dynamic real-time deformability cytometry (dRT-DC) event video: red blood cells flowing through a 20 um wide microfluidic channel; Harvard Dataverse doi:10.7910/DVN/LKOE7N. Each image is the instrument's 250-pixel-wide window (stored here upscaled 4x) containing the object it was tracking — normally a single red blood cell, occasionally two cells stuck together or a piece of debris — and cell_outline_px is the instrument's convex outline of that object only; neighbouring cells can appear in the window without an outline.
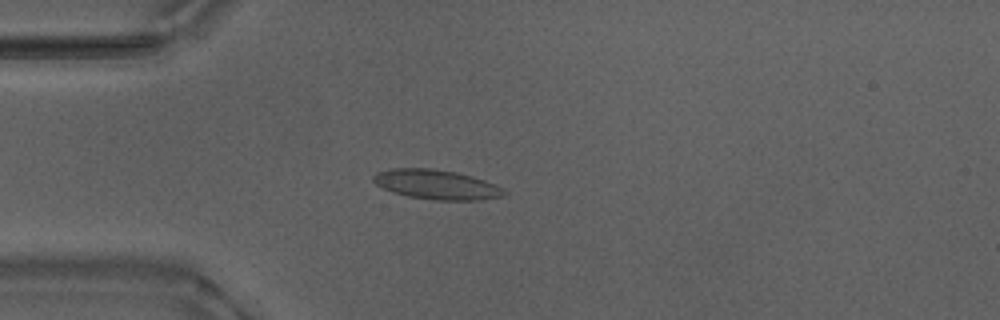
{"species": "Egyptian fruit bat (a non-hibernating species)", "species_latin": "Rousettus aegyptiacus", "temperature_condition": "warm", "stored_images_in_passage": 53, "camera_frame_rate_fps": 3000, "um_per_image_px": 0.085, "animal": {"sex": "male"}, "frame": {"image": 1, "passage_image": 14, "time_ms": 4.333, "image_size_px": [1000, 320], "cell_outline_px": [[508, 192], [504, 196], [480, 200], [436, 200], [408, 196], [392, 192], [376, 184], [372, 180], [372, 176], [388, 168], [432, 168], [456, 172], [472, 176], [484, 180], [504, 188]], "centroid_in_image_um": [37.12, 15.68], "position_along_channel_um": 47.9, "area_um2": 22.6}}
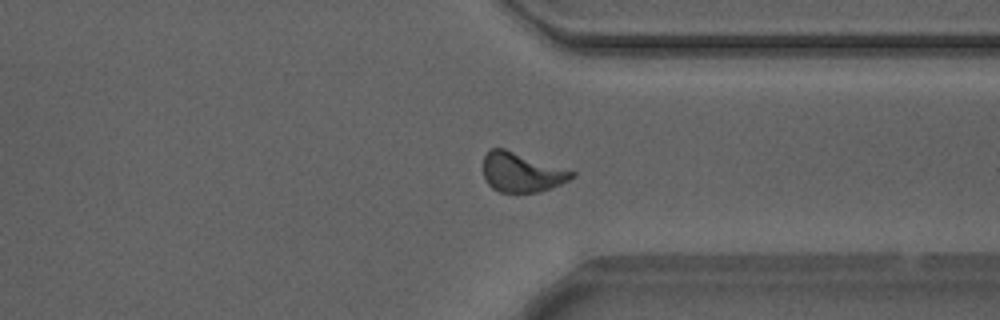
{"frame": {"image": 2, "passage_image": 40, "time_ms": 13.0, "image_size_px": [1000, 320], "cell_outline_px": [[576, 176], [552, 188], [540, 192], [500, 192], [492, 188], [488, 184], [484, 176], [484, 156], [492, 148], [504, 148], [576, 172]], "centroid_in_image_um": [44.35, 14.65], "position_along_channel_um": 367.1, "area_um2": 20.23}}
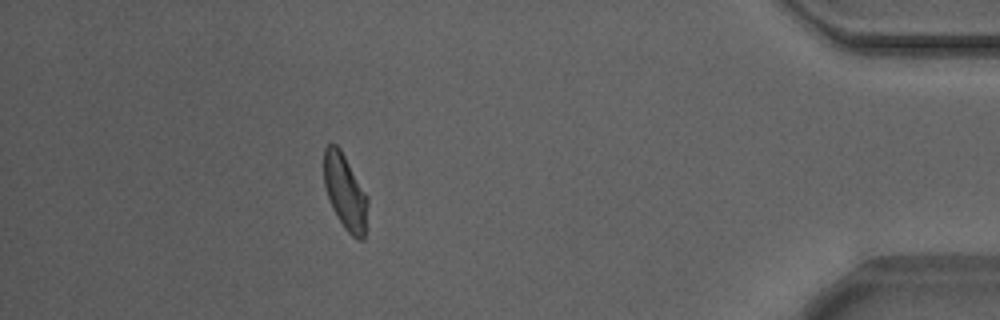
{"frame": {"image": 3, "passage_image": 47, "time_ms": 15.333, "image_size_px": [1000, 320], "cell_outline_px": [[368, 204], [364, 240], [356, 240], [344, 228], [332, 208], [324, 184], [324, 148], [328, 144], [336, 144], [340, 148], [368, 196]], "centroid_in_image_um": [29.35, 16.33], "position_along_channel_um": 405.9, "area_um2": 19.25}, "authors_computed_cell_mechanics": {"area_um2": 20.6346, "velocity_mm_per_s": 3.8535, "shape_relaxation_time_tau1_ms": 3.5094, "shape_relaxation_time_tau2_ms": 0.7295, "deformation_change_tau1": 0.1033, "deformation_change_tau2": 0.0413}}